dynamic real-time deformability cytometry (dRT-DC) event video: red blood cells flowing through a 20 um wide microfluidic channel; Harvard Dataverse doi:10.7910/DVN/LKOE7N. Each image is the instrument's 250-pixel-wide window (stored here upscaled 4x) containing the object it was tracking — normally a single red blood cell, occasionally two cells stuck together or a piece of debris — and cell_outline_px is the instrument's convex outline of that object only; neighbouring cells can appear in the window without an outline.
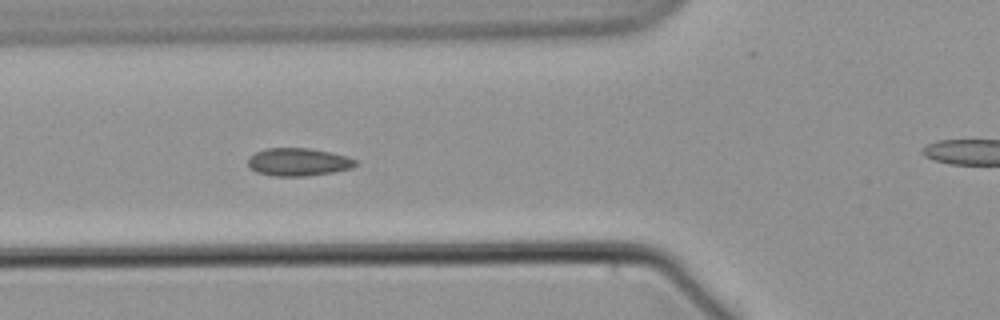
{"species": "common noctule bat (a hibernating species)", "species_latin": "Nyctalus noctula", "temperature_condition": "warm", "stored_images_in_passage": 9, "camera_frame_rate_fps": 3000, "um_per_image_px": 0.085, "animal": {"sex": "male", "body_mass_g": 21.5, "forearm_length_mm": 52.0}, "frame": {"image": 1, "passage_image": 7, "time_ms": 8.0, "image_size_px": [1000, 320], "cell_outline_px": [[356, 164], [352, 168], [332, 172], [308, 176], [272, 176], [256, 172], [248, 168], [248, 156], [264, 148], [308, 148], [332, 152], [348, 156], [356, 160]], "centroid_in_image_um": [25.32, 13.77], "position_along_channel_um": 100.5, "area_um2": 17.69}}